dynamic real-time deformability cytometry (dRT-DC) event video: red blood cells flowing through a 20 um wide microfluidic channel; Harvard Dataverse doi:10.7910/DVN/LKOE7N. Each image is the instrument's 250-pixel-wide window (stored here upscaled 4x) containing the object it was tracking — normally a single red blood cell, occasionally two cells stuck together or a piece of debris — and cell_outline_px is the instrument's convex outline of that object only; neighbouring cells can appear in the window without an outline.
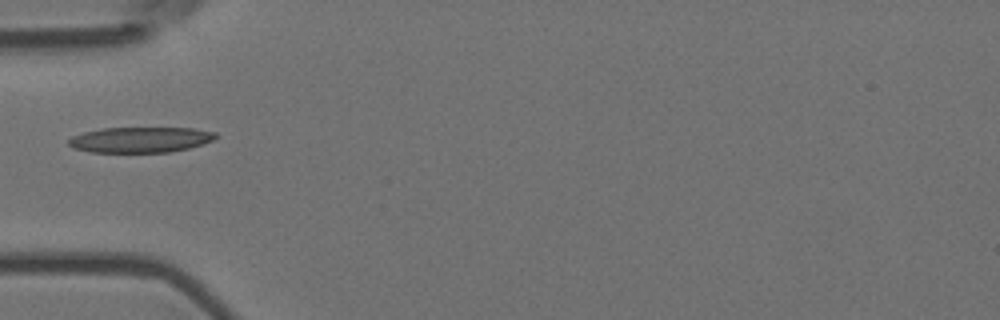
{"species": "Egyptian fruit bat (a non-hibernating species)", "species_latin": "Rousettus aegyptiacus", "temperature_condition": "room temperature", "stored_images_in_passage": 38, "camera_frame_rate_fps": 3000, "um_per_image_px": 0.085, "animal": {"sex": "female"}, "frame": {"image": 1, "passage_image": 1, "time_ms": 0.0, "image_size_px": [1000, 320], "cell_outline_px": [[216, 136], [212, 140], [204, 144], [188, 148], [168, 152], [92, 152], [72, 148], [68, 144], [68, 140], [72, 136], [84, 132], [100, 128], [192, 128], [216, 132]], "centroid_in_image_um": [11.91, 11.87], "position_along_channel_um": 73.1, "area_um2": 21.85}}
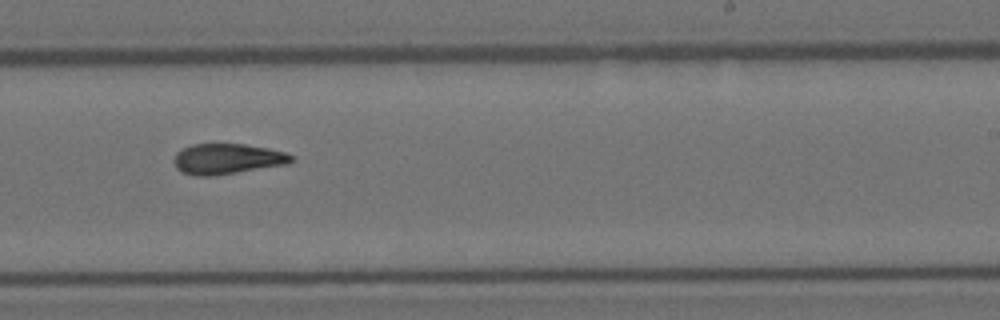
{"frame": {"image": 2, "passage_image": 17, "time_ms": 5.333, "image_size_px": [1000, 320], "cell_outline_px": [[292, 160], [288, 164], [216, 176], [196, 176], [184, 172], [176, 168], [176, 152], [192, 144], [244, 144], [268, 148], [284, 152], [292, 156]], "centroid_in_image_um": [19.33, 13.51], "position_along_channel_um": 269.7, "area_um2": 20.69}}
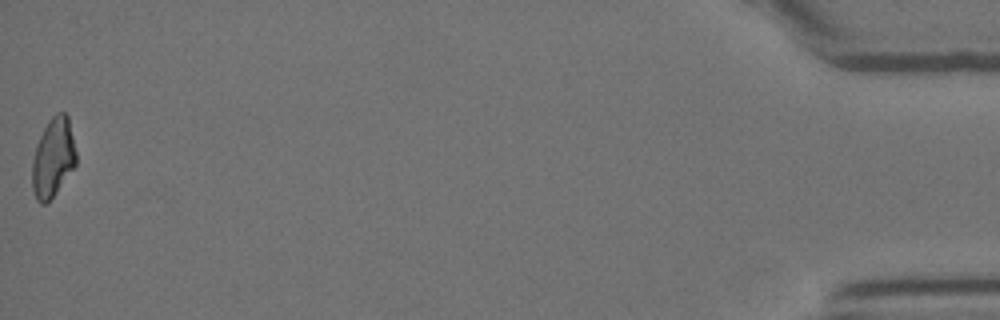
{"frame": {"image": 3, "passage_image": 38, "time_ms": 12.333, "image_size_px": [1000, 320], "cell_outline_px": [[76, 164], [52, 196], [44, 204], [40, 204], [36, 200], [32, 188], [32, 160], [36, 144], [48, 120], [56, 112], [64, 112], [68, 116], [76, 152]], "centroid_in_image_um": [4.49, 13.37], "position_along_channel_um": 430.7, "area_um2": 20.06}}